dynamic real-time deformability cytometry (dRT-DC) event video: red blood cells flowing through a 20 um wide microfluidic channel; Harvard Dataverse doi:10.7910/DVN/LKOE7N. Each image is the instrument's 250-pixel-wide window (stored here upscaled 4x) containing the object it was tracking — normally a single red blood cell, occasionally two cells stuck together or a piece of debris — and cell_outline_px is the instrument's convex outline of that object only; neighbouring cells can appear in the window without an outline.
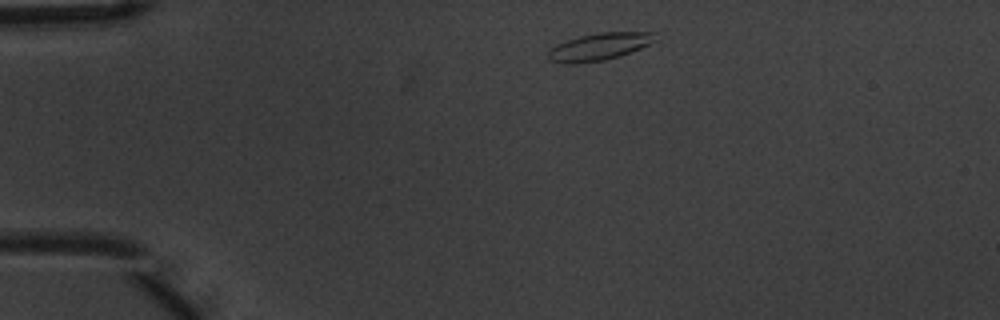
{"species": "common noctule bat (a hibernating species)", "species_latin": "Nyctalus noctula", "temperature_condition": "warm", "stored_images_in_passage": 4, "camera_frame_rate_fps": 3000, "um_per_image_px": 0.085, "animal": {"sex": "male", "body_mass_g": 20.1, "forearm_length_mm": 53.5}, "frame": {"image": 1, "passage_image": 1, "time_ms": 0.0, "image_size_px": [1000, 320], "cell_outline_px": [[656, 40], [640, 48], [620, 56], [604, 60], [552, 60], [548, 56], [548, 52], [556, 44], [580, 36], [600, 32], [656, 32]], "centroid_in_image_um": [51.07, 3.89], "position_along_channel_um": 33.9, "area_um2": 15.95}}
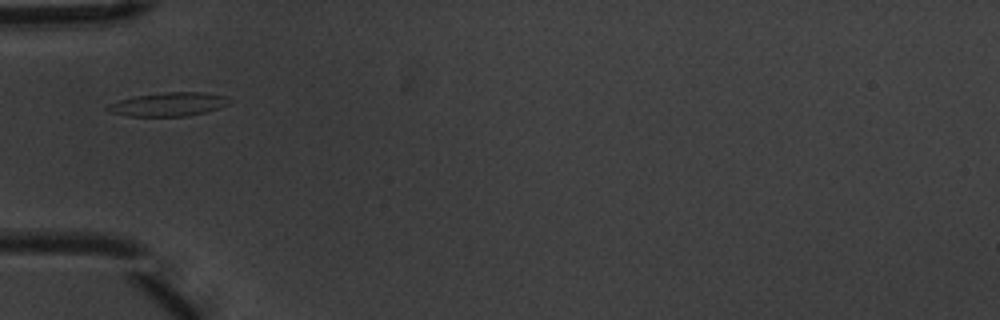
{"frame": {"image": 2, "passage_image": 3, "time_ms": 0.667, "image_size_px": [1000, 320], "cell_outline_px": [[236, 100], [220, 108], [188, 116], [128, 116], [112, 112], [104, 108], [108, 104], [120, 100], [136, 96], [164, 92], [200, 92], [224, 96]], "centroid_in_image_um": [14.36, 8.86], "position_along_channel_um": 70.6, "area_um2": 16.76}}